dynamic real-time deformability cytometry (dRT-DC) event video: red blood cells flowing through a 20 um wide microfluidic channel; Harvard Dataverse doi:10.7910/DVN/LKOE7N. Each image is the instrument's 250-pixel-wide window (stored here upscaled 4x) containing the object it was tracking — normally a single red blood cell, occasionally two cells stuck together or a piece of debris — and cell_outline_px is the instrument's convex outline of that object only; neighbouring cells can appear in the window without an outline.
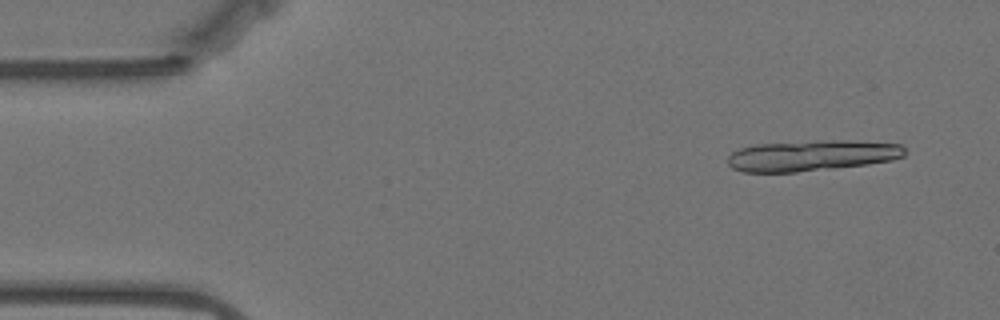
{"species": "Egyptian fruit bat (a non-hibernating species)", "species_latin": "Rousettus aegyptiacus", "temperature_condition": "warm", "stored_images_in_passage": 20, "segment_of_instrument_passage": [1, 2], "camera_frame_rate_fps": 3000, "um_per_image_px": 0.085, "animal": {"sex": "female"}, "frame": {"image": 1, "passage_image": 4, "time_ms": 1.0, "image_size_px": [1000, 320], "cell_outline_px": [[908, 152], [904, 156], [892, 160], [868, 164], [796, 172], [744, 172], [732, 168], [728, 164], [728, 156], [732, 152], [740, 148], [756, 144], [816, 140], [848, 140], [900, 144]], "centroid_in_image_um": [69.01, 13.21], "position_along_channel_um": 16.0, "area_um2": 31.96}}